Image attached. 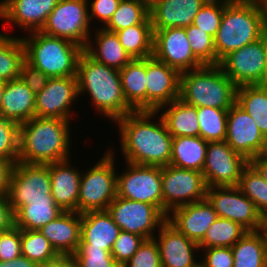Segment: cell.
<instances>
[{"mask_svg": "<svg viewBox=\"0 0 267 267\" xmlns=\"http://www.w3.org/2000/svg\"><path fill=\"white\" fill-rule=\"evenodd\" d=\"M6 197L14 213L27 201L54 199L51 196L50 163L14 166Z\"/></svg>", "mask_w": 267, "mask_h": 267, "instance_id": "11", "label": "cell"}, {"mask_svg": "<svg viewBox=\"0 0 267 267\" xmlns=\"http://www.w3.org/2000/svg\"><path fill=\"white\" fill-rule=\"evenodd\" d=\"M19 128L17 123L0 118V157L18 161Z\"/></svg>", "mask_w": 267, "mask_h": 267, "instance_id": "45", "label": "cell"}, {"mask_svg": "<svg viewBox=\"0 0 267 267\" xmlns=\"http://www.w3.org/2000/svg\"><path fill=\"white\" fill-rule=\"evenodd\" d=\"M236 104L252 117L262 135H266L267 84L237 87Z\"/></svg>", "mask_w": 267, "mask_h": 267, "instance_id": "33", "label": "cell"}, {"mask_svg": "<svg viewBox=\"0 0 267 267\" xmlns=\"http://www.w3.org/2000/svg\"><path fill=\"white\" fill-rule=\"evenodd\" d=\"M144 237L121 230L115 240L111 254L119 265H124L139 249Z\"/></svg>", "mask_w": 267, "mask_h": 267, "instance_id": "46", "label": "cell"}, {"mask_svg": "<svg viewBox=\"0 0 267 267\" xmlns=\"http://www.w3.org/2000/svg\"><path fill=\"white\" fill-rule=\"evenodd\" d=\"M71 259L76 267H122L115 261L111 252L91 246H78Z\"/></svg>", "mask_w": 267, "mask_h": 267, "instance_id": "44", "label": "cell"}, {"mask_svg": "<svg viewBox=\"0 0 267 267\" xmlns=\"http://www.w3.org/2000/svg\"><path fill=\"white\" fill-rule=\"evenodd\" d=\"M206 199L218 217L237 222L247 231H258L262 215L238 186L209 187Z\"/></svg>", "mask_w": 267, "mask_h": 267, "instance_id": "15", "label": "cell"}, {"mask_svg": "<svg viewBox=\"0 0 267 267\" xmlns=\"http://www.w3.org/2000/svg\"><path fill=\"white\" fill-rule=\"evenodd\" d=\"M208 0H159L150 10L152 29L187 27Z\"/></svg>", "mask_w": 267, "mask_h": 267, "instance_id": "24", "label": "cell"}, {"mask_svg": "<svg viewBox=\"0 0 267 267\" xmlns=\"http://www.w3.org/2000/svg\"><path fill=\"white\" fill-rule=\"evenodd\" d=\"M99 28L94 37L96 45H93L94 43L89 39L84 52L98 63L118 70L122 69L132 60L131 56L120 44L116 33Z\"/></svg>", "mask_w": 267, "mask_h": 267, "instance_id": "28", "label": "cell"}, {"mask_svg": "<svg viewBox=\"0 0 267 267\" xmlns=\"http://www.w3.org/2000/svg\"><path fill=\"white\" fill-rule=\"evenodd\" d=\"M157 60L180 73L204 66L193 54L185 28L153 29V53Z\"/></svg>", "mask_w": 267, "mask_h": 267, "instance_id": "16", "label": "cell"}, {"mask_svg": "<svg viewBox=\"0 0 267 267\" xmlns=\"http://www.w3.org/2000/svg\"><path fill=\"white\" fill-rule=\"evenodd\" d=\"M121 229L107 210L81 213V241L78 246H91L112 251Z\"/></svg>", "mask_w": 267, "mask_h": 267, "instance_id": "25", "label": "cell"}, {"mask_svg": "<svg viewBox=\"0 0 267 267\" xmlns=\"http://www.w3.org/2000/svg\"><path fill=\"white\" fill-rule=\"evenodd\" d=\"M180 74L153 56L146 58V110L157 111L180 97Z\"/></svg>", "mask_w": 267, "mask_h": 267, "instance_id": "18", "label": "cell"}, {"mask_svg": "<svg viewBox=\"0 0 267 267\" xmlns=\"http://www.w3.org/2000/svg\"><path fill=\"white\" fill-rule=\"evenodd\" d=\"M184 28L194 56L203 65H218L214 38L193 24Z\"/></svg>", "mask_w": 267, "mask_h": 267, "instance_id": "42", "label": "cell"}, {"mask_svg": "<svg viewBox=\"0 0 267 267\" xmlns=\"http://www.w3.org/2000/svg\"><path fill=\"white\" fill-rule=\"evenodd\" d=\"M114 153L107 150L85 174L81 173L77 212L107 210L117 196Z\"/></svg>", "mask_w": 267, "mask_h": 267, "instance_id": "7", "label": "cell"}, {"mask_svg": "<svg viewBox=\"0 0 267 267\" xmlns=\"http://www.w3.org/2000/svg\"><path fill=\"white\" fill-rule=\"evenodd\" d=\"M2 4H3V1H0V11H1V8H2Z\"/></svg>", "mask_w": 267, "mask_h": 267, "instance_id": "64", "label": "cell"}, {"mask_svg": "<svg viewBox=\"0 0 267 267\" xmlns=\"http://www.w3.org/2000/svg\"><path fill=\"white\" fill-rule=\"evenodd\" d=\"M139 1L150 10L159 0H139Z\"/></svg>", "mask_w": 267, "mask_h": 267, "instance_id": "59", "label": "cell"}, {"mask_svg": "<svg viewBox=\"0 0 267 267\" xmlns=\"http://www.w3.org/2000/svg\"><path fill=\"white\" fill-rule=\"evenodd\" d=\"M78 96L89 94L97 111L113 122L135 111L126 101L119 70L94 61L85 52L77 66Z\"/></svg>", "mask_w": 267, "mask_h": 267, "instance_id": "3", "label": "cell"}, {"mask_svg": "<svg viewBox=\"0 0 267 267\" xmlns=\"http://www.w3.org/2000/svg\"><path fill=\"white\" fill-rule=\"evenodd\" d=\"M200 137L207 142L225 141L228 110L198 107Z\"/></svg>", "mask_w": 267, "mask_h": 267, "instance_id": "39", "label": "cell"}, {"mask_svg": "<svg viewBox=\"0 0 267 267\" xmlns=\"http://www.w3.org/2000/svg\"><path fill=\"white\" fill-rule=\"evenodd\" d=\"M21 254L37 265L56 260L60 255L39 230L21 229Z\"/></svg>", "mask_w": 267, "mask_h": 267, "instance_id": "38", "label": "cell"}, {"mask_svg": "<svg viewBox=\"0 0 267 267\" xmlns=\"http://www.w3.org/2000/svg\"><path fill=\"white\" fill-rule=\"evenodd\" d=\"M149 17V9L139 0H121L112 18L103 27L110 32L142 24Z\"/></svg>", "mask_w": 267, "mask_h": 267, "instance_id": "40", "label": "cell"}, {"mask_svg": "<svg viewBox=\"0 0 267 267\" xmlns=\"http://www.w3.org/2000/svg\"><path fill=\"white\" fill-rule=\"evenodd\" d=\"M263 137L248 113L236 103L230 107L225 141L236 153L250 161L259 154Z\"/></svg>", "mask_w": 267, "mask_h": 267, "instance_id": "19", "label": "cell"}, {"mask_svg": "<svg viewBox=\"0 0 267 267\" xmlns=\"http://www.w3.org/2000/svg\"><path fill=\"white\" fill-rule=\"evenodd\" d=\"M18 161H10L0 157V196H6L9 186L11 175L15 164Z\"/></svg>", "mask_w": 267, "mask_h": 267, "instance_id": "53", "label": "cell"}, {"mask_svg": "<svg viewBox=\"0 0 267 267\" xmlns=\"http://www.w3.org/2000/svg\"><path fill=\"white\" fill-rule=\"evenodd\" d=\"M265 54H266V65H267V31H265Z\"/></svg>", "mask_w": 267, "mask_h": 267, "instance_id": "62", "label": "cell"}, {"mask_svg": "<svg viewBox=\"0 0 267 267\" xmlns=\"http://www.w3.org/2000/svg\"><path fill=\"white\" fill-rule=\"evenodd\" d=\"M163 108H166L165 111L162 110ZM161 110L162 114L159 115L163 118L167 130L173 138L200 136L196 107L177 98L173 102L163 105L157 111Z\"/></svg>", "mask_w": 267, "mask_h": 267, "instance_id": "29", "label": "cell"}, {"mask_svg": "<svg viewBox=\"0 0 267 267\" xmlns=\"http://www.w3.org/2000/svg\"><path fill=\"white\" fill-rule=\"evenodd\" d=\"M157 231L159 238H153L158 245L162 267H193L197 263L195 254L199 245L196 242L188 239L167 220Z\"/></svg>", "mask_w": 267, "mask_h": 267, "instance_id": "20", "label": "cell"}, {"mask_svg": "<svg viewBox=\"0 0 267 267\" xmlns=\"http://www.w3.org/2000/svg\"><path fill=\"white\" fill-rule=\"evenodd\" d=\"M163 214L175 208L206 199L203 173L172 165L161 167Z\"/></svg>", "mask_w": 267, "mask_h": 267, "instance_id": "9", "label": "cell"}, {"mask_svg": "<svg viewBox=\"0 0 267 267\" xmlns=\"http://www.w3.org/2000/svg\"><path fill=\"white\" fill-rule=\"evenodd\" d=\"M208 142L200 136L174 137L172 140L170 165L202 172Z\"/></svg>", "mask_w": 267, "mask_h": 267, "instance_id": "31", "label": "cell"}, {"mask_svg": "<svg viewBox=\"0 0 267 267\" xmlns=\"http://www.w3.org/2000/svg\"><path fill=\"white\" fill-rule=\"evenodd\" d=\"M70 121L34 116L19 128L18 162L49 164L70 159Z\"/></svg>", "mask_w": 267, "mask_h": 267, "instance_id": "2", "label": "cell"}, {"mask_svg": "<svg viewBox=\"0 0 267 267\" xmlns=\"http://www.w3.org/2000/svg\"><path fill=\"white\" fill-rule=\"evenodd\" d=\"M171 212L167 215V221L197 244L203 240L208 227L218 218L207 199L175 208Z\"/></svg>", "mask_w": 267, "mask_h": 267, "instance_id": "21", "label": "cell"}, {"mask_svg": "<svg viewBox=\"0 0 267 267\" xmlns=\"http://www.w3.org/2000/svg\"><path fill=\"white\" fill-rule=\"evenodd\" d=\"M126 165L128 170L117 174V196L155 205L163 213L161 167Z\"/></svg>", "mask_w": 267, "mask_h": 267, "instance_id": "12", "label": "cell"}, {"mask_svg": "<svg viewBox=\"0 0 267 267\" xmlns=\"http://www.w3.org/2000/svg\"><path fill=\"white\" fill-rule=\"evenodd\" d=\"M21 37L25 60L48 77H76L80 55L84 48L65 38L52 37L34 31Z\"/></svg>", "mask_w": 267, "mask_h": 267, "instance_id": "6", "label": "cell"}, {"mask_svg": "<svg viewBox=\"0 0 267 267\" xmlns=\"http://www.w3.org/2000/svg\"><path fill=\"white\" fill-rule=\"evenodd\" d=\"M258 232L261 234L263 241L267 247V215L262 216Z\"/></svg>", "mask_w": 267, "mask_h": 267, "instance_id": "57", "label": "cell"}, {"mask_svg": "<svg viewBox=\"0 0 267 267\" xmlns=\"http://www.w3.org/2000/svg\"><path fill=\"white\" fill-rule=\"evenodd\" d=\"M69 161L50 163L51 196L63 211L77 212L82 172Z\"/></svg>", "mask_w": 267, "mask_h": 267, "instance_id": "26", "label": "cell"}, {"mask_svg": "<svg viewBox=\"0 0 267 267\" xmlns=\"http://www.w3.org/2000/svg\"><path fill=\"white\" fill-rule=\"evenodd\" d=\"M107 211L121 230L138 234L145 239L153 238L156 228H160L167 220L155 205L119 196L108 205Z\"/></svg>", "mask_w": 267, "mask_h": 267, "instance_id": "13", "label": "cell"}, {"mask_svg": "<svg viewBox=\"0 0 267 267\" xmlns=\"http://www.w3.org/2000/svg\"><path fill=\"white\" fill-rule=\"evenodd\" d=\"M122 267H162L158 245L154 238L145 239Z\"/></svg>", "mask_w": 267, "mask_h": 267, "instance_id": "47", "label": "cell"}, {"mask_svg": "<svg viewBox=\"0 0 267 267\" xmlns=\"http://www.w3.org/2000/svg\"><path fill=\"white\" fill-rule=\"evenodd\" d=\"M257 156L267 159V134L263 137L262 148Z\"/></svg>", "mask_w": 267, "mask_h": 267, "instance_id": "58", "label": "cell"}, {"mask_svg": "<svg viewBox=\"0 0 267 267\" xmlns=\"http://www.w3.org/2000/svg\"><path fill=\"white\" fill-rule=\"evenodd\" d=\"M62 212L54 199L27 201L15 212V226L23 230H40Z\"/></svg>", "mask_w": 267, "mask_h": 267, "instance_id": "32", "label": "cell"}, {"mask_svg": "<svg viewBox=\"0 0 267 267\" xmlns=\"http://www.w3.org/2000/svg\"><path fill=\"white\" fill-rule=\"evenodd\" d=\"M265 31L262 0H231L224 7L220 27L214 37L218 65L229 53L260 39Z\"/></svg>", "mask_w": 267, "mask_h": 267, "instance_id": "4", "label": "cell"}, {"mask_svg": "<svg viewBox=\"0 0 267 267\" xmlns=\"http://www.w3.org/2000/svg\"><path fill=\"white\" fill-rule=\"evenodd\" d=\"M59 0H3L0 19L27 32L40 31Z\"/></svg>", "mask_w": 267, "mask_h": 267, "instance_id": "22", "label": "cell"}, {"mask_svg": "<svg viewBox=\"0 0 267 267\" xmlns=\"http://www.w3.org/2000/svg\"><path fill=\"white\" fill-rule=\"evenodd\" d=\"M262 3L265 8V22H266V31H267V0H262Z\"/></svg>", "mask_w": 267, "mask_h": 267, "instance_id": "61", "label": "cell"}, {"mask_svg": "<svg viewBox=\"0 0 267 267\" xmlns=\"http://www.w3.org/2000/svg\"><path fill=\"white\" fill-rule=\"evenodd\" d=\"M158 114L150 110L133 111L115 122L126 162L160 167L170 164L173 137L161 116L152 121Z\"/></svg>", "mask_w": 267, "mask_h": 267, "instance_id": "1", "label": "cell"}, {"mask_svg": "<svg viewBox=\"0 0 267 267\" xmlns=\"http://www.w3.org/2000/svg\"><path fill=\"white\" fill-rule=\"evenodd\" d=\"M25 61V47L21 37H11L0 31V80L10 81L20 78Z\"/></svg>", "mask_w": 267, "mask_h": 267, "instance_id": "36", "label": "cell"}, {"mask_svg": "<svg viewBox=\"0 0 267 267\" xmlns=\"http://www.w3.org/2000/svg\"><path fill=\"white\" fill-rule=\"evenodd\" d=\"M38 265L25 256H18L10 261H0V267H37Z\"/></svg>", "mask_w": 267, "mask_h": 267, "instance_id": "54", "label": "cell"}, {"mask_svg": "<svg viewBox=\"0 0 267 267\" xmlns=\"http://www.w3.org/2000/svg\"><path fill=\"white\" fill-rule=\"evenodd\" d=\"M39 231L60 256H72L81 241V213L63 211Z\"/></svg>", "mask_w": 267, "mask_h": 267, "instance_id": "23", "label": "cell"}, {"mask_svg": "<svg viewBox=\"0 0 267 267\" xmlns=\"http://www.w3.org/2000/svg\"><path fill=\"white\" fill-rule=\"evenodd\" d=\"M6 86V82L5 81H1L0 80V105H1V101H2V97H3V92Z\"/></svg>", "mask_w": 267, "mask_h": 267, "instance_id": "60", "label": "cell"}, {"mask_svg": "<svg viewBox=\"0 0 267 267\" xmlns=\"http://www.w3.org/2000/svg\"><path fill=\"white\" fill-rule=\"evenodd\" d=\"M238 187L262 216L267 215V182L250 164L242 170Z\"/></svg>", "mask_w": 267, "mask_h": 267, "instance_id": "41", "label": "cell"}, {"mask_svg": "<svg viewBox=\"0 0 267 267\" xmlns=\"http://www.w3.org/2000/svg\"><path fill=\"white\" fill-rule=\"evenodd\" d=\"M247 230L237 222L218 217L206 231L205 237L198 244L199 249L211 247H232Z\"/></svg>", "mask_w": 267, "mask_h": 267, "instance_id": "37", "label": "cell"}, {"mask_svg": "<svg viewBox=\"0 0 267 267\" xmlns=\"http://www.w3.org/2000/svg\"><path fill=\"white\" fill-rule=\"evenodd\" d=\"M88 3V0H59L40 32L85 48L91 37Z\"/></svg>", "mask_w": 267, "mask_h": 267, "instance_id": "8", "label": "cell"}, {"mask_svg": "<svg viewBox=\"0 0 267 267\" xmlns=\"http://www.w3.org/2000/svg\"><path fill=\"white\" fill-rule=\"evenodd\" d=\"M249 164L226 141L208 142L202 170L207 188L238 186L242 170Z\"/></svg>", "mask_w": 267, "mask_h": 267, "instance_id": "14", "label": "cell"}, {"mask_svg": "<svg viewBox=\"0 0 267 267\" xmlns=\"http://www.w3.org/2000/svg\"><path fill=\"white\" fill-rule=\"evenodd\" d=\"M36 95L21 78L6 82L0 105V118L21 125L35 116Z\"/></svg>", "mask_w": 267, "mask_h": 267, "instance_id": "27", "label": "cell"}, {"mask_svg": "<svg viewBox=\"0 0 267 267\" xmlns=\"http://www.w3.org/2000/svg\"><path fill=\"white\" fill-rule=\"evenodd\" d=\"M237 86L219 65H204L180 74V99L194 107L229 110L236 103Z\"/></svg>", "mask_w": 267, "mask_h": 267, "instance_id": "5", "label": "cell"}, {"mask_svg": "<svg viewBox=\"0 0 267 267\" xmlns=\"http://www.w3.org/2000/svg\"><path fill=\"white\" fill-rule=\"evenodd\" d=\"M15 226V213L6 196H0V232L9 231Z\"/></svg>", "mask_w": 267, "mask_h": 267, "instance_id": "52", "label": "cell"}, {"mask_svg": "<svg viewBox=\"0 0 267 267\" xmlns=\"http://www.w3.org/2000/svg\"><path fill=\"white\" fill-rule=\"evenodd\" d=\"M121 0H94L88 6L89 19H99L103 26H105L112 18L114 12L117 10Z\"/></svg>", "mask_w": 267, "mask_h": 267, "instance_id": "51", "label": "cell"}, {"mask_svg": "<svg viewBox=\"0 0 267 267\" xmlns=\"http://www.w3.org/2000/svg\"><path fill=\"white\" fill-rule=\"evenodd\" d=\"M37 267H76L71 256H59L56 260L39 264Z\"/></svg>", "mask_w": 267, "mask_h": 267, "instance_id": "56", "label": "cell"}, {"mask_svg": "<svg viewBox=\"0 0 267 267\" xmlns=\"http://www.w3.org/2000/svg\"><path fill=\"white\" fill-rule=\"evenodd\" d=\"M20 78L35 95L44 89L50 79L43 71L26 60L23 62Z\"/></svg>", "mask_w": 267, "mask_h": 267, "instance_id": "50", "label": "cell"}, {"mask_svg": "<svg viewBox=\"0 0 267 267\" xmlns=\"http://www.w3.org/2000/svg\"><path fill=\"white\" fill-rule=\"evenodd\" d=\"M219 66L237 87L267 84L265 32L260 39L226 55Z\"/></svg>", "mask_w": 267, "mask_h": 267, "instance_id": "10", "label": "cell"}, {"mask_svg": "<svg viewBox=\"0 0 267 267\" xmlns=\"http://www.w3.org/2000/svg\"><path fill=\"white\" fill-rule=\"evenodd\" d=\"M249 164L260 174L267 182V159L256 156L249 161Z\"/></svg>", "mask_w": 267, "mask_h": 267, "instance_id": "55", "label": "cell"}, {"mask_svg": "<svg viewBox=\"0 0 267 267\" xmlns=\"http://www.w3.org/2000/svg\"><path fill=\"white\" fill-rule=\"evenodd\" d=\"M77 97L76 77L50 78L44 89L36 94L35 116L70 121V109Z\"/></svg>", "mask_w": 267, "mask_h": 267, "instance_id": "17", "label": "cell"}, {"mask_svg": "<svg viewBox=\"0 0 267 267\" xmlns=\"http://www.w3.org/2000/svg\"><path fill=\"white\" fill-rule=\"evenodd\" d=\"M193 267H205V265L199 260Z\"/></svg>", "mask_w": 267, "mask_h": 267, "instance_id": "63", "label": "cell"}, {"mask_svg": "<svg viewBox=\"0 0 267 267\" xmlns=\"http://www.w3.org/2000/svg\"><path fill=\"white\" fill-rule=\"evenodd\" d=\"M21 255V229L14 226L0 232V261H10Z\"/></svg>", "mask_w": 267, "mask_h": 267, "instance_id": "48", "label": "cell"}, {"mask_svg": "<svg viewBox=\"0 0 267 267\" xmlns=\"http://www.w3.org/2000/svg\"><path fill=\"white\" fill-rule=\"evenodd\" d=\"M231 248L233 267H267V247L258 231H247Z\"/></svg>", "mask_w": 267, "mask_h": 267, "instance_id": "35", "label": "cell"}, {"mask_svg": "<svg viewBox=\"0 0 267 267\" xmlns=\"http://www.w3.org/2000/svg\"><path fill=\"white\" fill-rule=\"evenodd\" d=\"M230 1L208 0L195 16L193 25L214 38L221 24L224 7Z\"/></svg>", "mask_w": 267, "mask_h": 267, "instance_id": "43", "label": "cell"}, {"mask_svg": "<svg viewBox=\"0 0 267 267\" xmlns=\"http://www.w3.org/2000/svg\"><path fill=\"white\" fill-rule=\"evenodd\" d=\"M205 267H233L234 257L231 247L202 248Z\"/></svg>", "mask_w": 267, "mask_h": 267, "instance_id": "49", "label": "cell"}, {"mask_svg": "<svg viewBox=\"0 0 267 267\" xmlns=\"http://www.w3.org/2000/svg\"><path fill=\"white\" fill-rule=\"evenodd\" d=\"M120 44L132 59H143L153 53V29L150 16L142 23L115 32Z\"/></svg>", "mask_w": 267, "mask_h": 267, "instance_id": "34", "label": "cell"}, {"mask_svg": "<svg viewBox=\"0 0 267 267\" xmlns=\"http://www.w3.org/2000/svg\"><path fill=\"white\" fill-rule=\"evenodd\" d=\"M127 103L135 110H146V58L132 59L119 70Z\"/></svg>", "mask_w": 267, "mask_h": 267, "instance_id": "30", "label": "cell"}]
</instances>
